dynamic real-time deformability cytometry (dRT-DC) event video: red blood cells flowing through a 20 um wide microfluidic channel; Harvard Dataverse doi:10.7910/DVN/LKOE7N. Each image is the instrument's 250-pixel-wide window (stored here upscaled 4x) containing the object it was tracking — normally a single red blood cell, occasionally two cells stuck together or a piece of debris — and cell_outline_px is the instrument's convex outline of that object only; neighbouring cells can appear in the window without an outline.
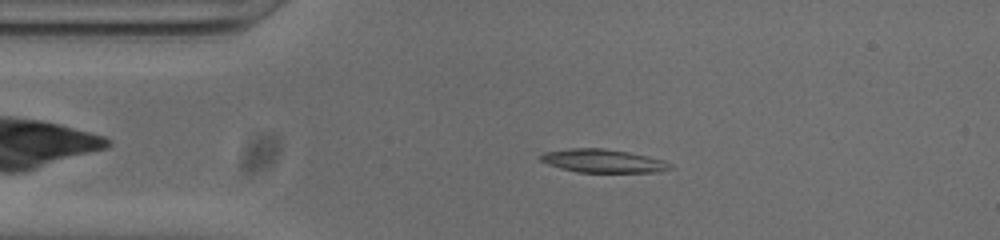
{"species": "common noctule bat (a hibernating species)", "species_latin": "Nyctalus noctula", "temperature_condition": "cold", "stored_images_in_passage": 52, "camera_frame_rate_fps": 3000, "um_per_image_px": 0.085, "animal": {"sex": "male", "body_mass_g": 20.0, "forearm_length_mm": 53.3}, "frame": {"image": 1, "passage_image": 9, "time_ms": 2.667, "image_size_px": [1000, 240], "cell_outline_px": [[672, 168], [660, 172], [576, 172], [560, 168], [548, 164], [540, 160], [540, 156], [544, 152], [572, 148], [604, 148], [628, 152], [664, 160], [672, 164]], "centroid_in_image_um": [51.27, 13.68], "position_along_channel_um": 33.7, "area_um2": 17.57}}
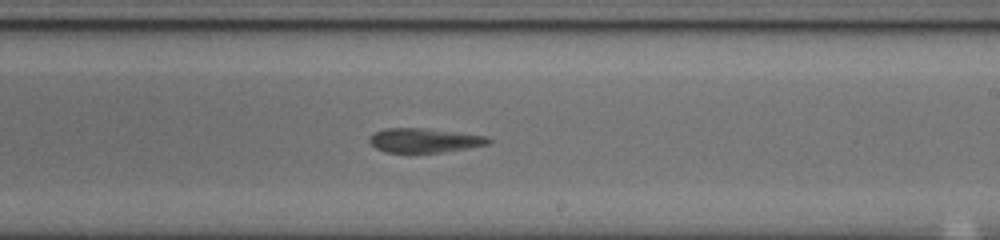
{"frame": {"image": 2, "passage_image": 29, "time_ms": 9.333, "image_size_px": [1000, 240], "cell_outline_px": [[492, 140], [488, 144], [468, 148], [444, 152], [388, 152], [376, 148], [368, 140], [376, 132], [384, 128], [424, 128], [484, 136]], "centroid_in_image_um": [36.06, 11.93], "position_along_channel_um": 252.9, "area_um2": 16.47}}
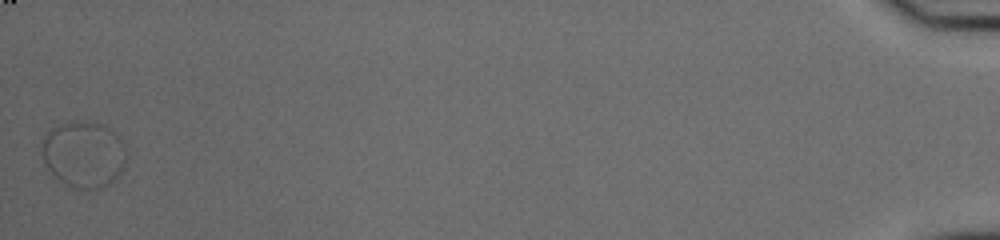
{"frame": {"image": 3, "passage_image": 52, "time_ms": 17.0, "image_size_px": [1000, 240], "cell_outline_px": [[124, 164], [120, 172], [112, 180], [100, 188], [72, 188], [60, 180], [48, 168], [44, 160], [44, 140], [48, 132], [52, 128], [72, 120], [104, 124], [120, 136], [124, 152]], "centroid_in_image_um": [7.13, 13.09], "position_along_channel_um": 428.1, "area_um2": 31.79}, "authors_computed_cell_mechanics": {"area_um2": 17.2244, "velocity_mm_per_s": 3.71, "shape_relaxation_time_tau1_ms": 8.9627, "shape_relaxation_time_tau2_ms": 3.9159, "deformation_change_tau1": 0.1368, "deformation_change_tau2": 0.0884}}